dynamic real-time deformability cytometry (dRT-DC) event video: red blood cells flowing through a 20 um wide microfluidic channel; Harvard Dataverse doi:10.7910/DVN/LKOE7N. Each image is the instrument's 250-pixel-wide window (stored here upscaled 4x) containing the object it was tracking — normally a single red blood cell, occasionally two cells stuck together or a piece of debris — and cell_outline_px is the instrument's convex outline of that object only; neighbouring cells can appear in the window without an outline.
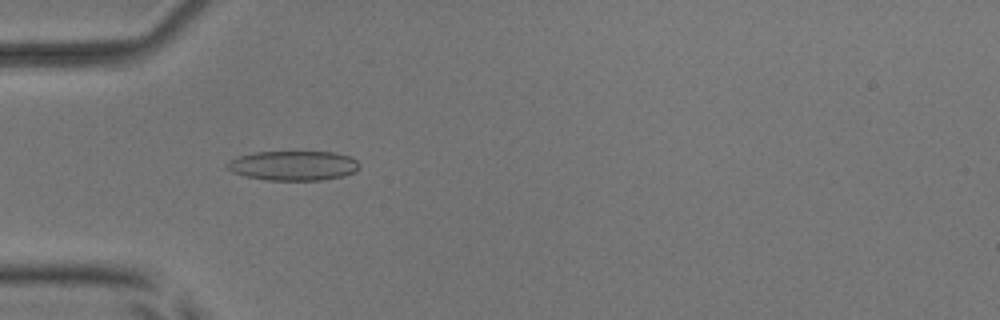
{"species": "common noctule bat (a hibernating species)", "species_latin": "Nyctalus noctula", "temperature_condition": "room temperature", "stored_images_in_passage": 52, "camera_frame_rate_fps": 3000, "um_per_image_px": 0.085, "animal": {"sex": "male", "body_mass_g": 17.9, "forearm_length_mm": 54.2}, "frame": {"image": 1, "passage_image": 16, "time_ms": 5.0, "image_size_px": [1000, 320], "cell_outline_px": [[360, 168], [356, 172], [344, 176], [324, 180], [268, 180], [244, 176], [232, 172], [224, 168], [224, 164], [228, 160], [240, 156], [256, 152], [332, 152], [348, 156], [356, 160], [360, 164]], "centroid_in_image_um": [24.91, 14.09], "position_along_channel_um": 60.1, "area_um2": 23.06}}
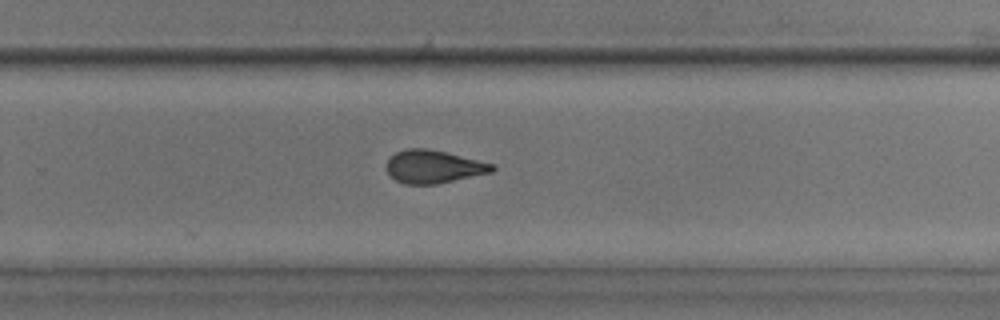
{"frame": {"image": 2, "passage_image": 34, "time_ms": 11.0, "image_size_px": [1000, 320], "cell_outline_px": [[496, 168], [492, 172], [436, 184], [404, 184], [396, 180], [388, 172], [388, 160], [396, 152], [408, 148], [428, 148], [496, 164]], "centroid_in_image_um": [36.89, 14.16], "position_along_channel_um": 292.9, "area_um2": 20.11}}
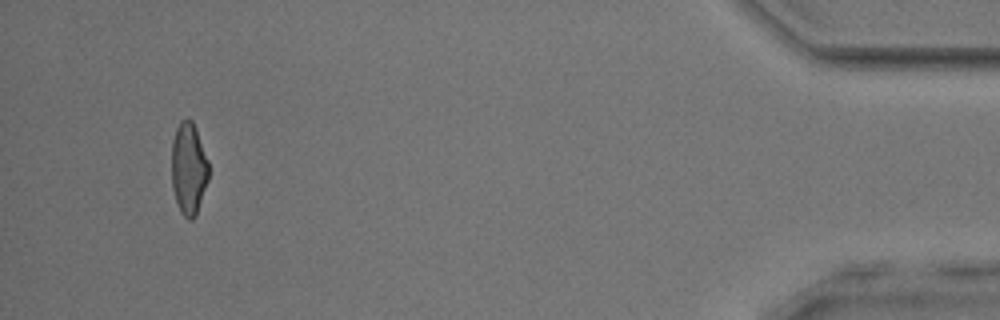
{"frame": {"image": 3, "passage_image": 49, "time_ms": 16.0, "image_size_px": [1000, 320], "cell_outline_px": [[208, 180], [196, 216], [192, 220], [188, 220], [180, 212], [176, 204], [172, 188], [172, 140], [176, 128], [180, 120], [192, 120], [196, 128], [208, 160]], "centroid_in_image_um": [16.03, 14.36], "position_along_channel_um": 419.2, "area_um2": 20.06}, "authors_computed_cell_mechanics": {"area_um2": 20.8369, "velocity_mm_per_s": 3.9607, "shape_relaxation_time_tau1_ms": 8.3333, "shape_relaxation_time_tau2_ms": 2.2329, "deformation_change_tau1": 0.2076, "deformation_change_tau2": 0.109}}